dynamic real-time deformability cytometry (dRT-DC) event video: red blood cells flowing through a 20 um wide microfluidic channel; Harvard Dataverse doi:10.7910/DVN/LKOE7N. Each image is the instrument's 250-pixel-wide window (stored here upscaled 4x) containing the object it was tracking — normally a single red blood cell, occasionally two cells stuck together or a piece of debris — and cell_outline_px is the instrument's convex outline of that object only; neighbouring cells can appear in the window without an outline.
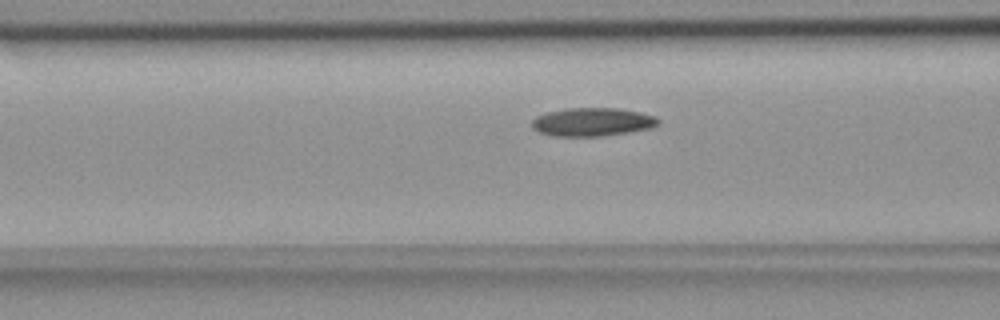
{"species": "common noctule bat (a hibernating species)", "species_latin": "Nyctalus noctula", "temperature_condition": "room temperature", "stored_images_in_passage": 29, "camera_frame_rate_fps": 3000, "um_per_image_px": 0.085, "animal": {"sex": "female", "body_mass_g": 18.4}, "frame": {"image": 1, "passage_image": 11, "time_ms": 3.333, "image_size_px": [1000, 320], "cell_outline_px": [[660, 124], [652, 128], [604, 136], [552, 136], [540, 132], [532, 128], [532, 120], [536, 116], [548, 112], [568, 108], [616, 108], [640, 112], [656, 116], [660, 120]], "centroid_in_image_um": [50.38, 10.37], "position_along_channel_um": 116.2, "area_um2": 20.98}}
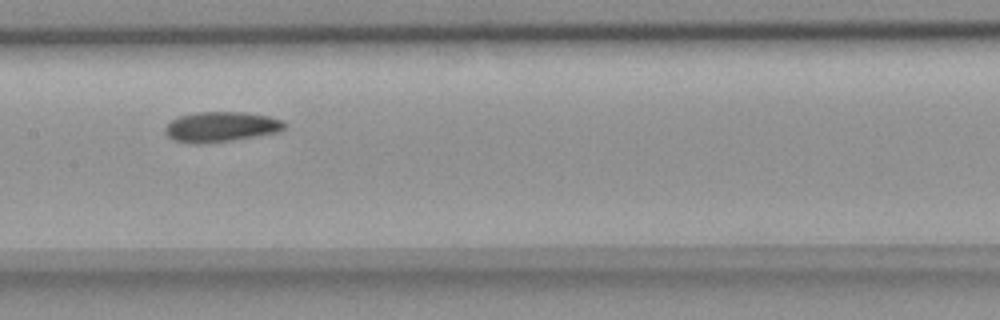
{"frame": {"image": 2, "passage_image": 17, "time_ms": 5.333, "image_size_px": [1000, 320], "cell_outline_px": [[284, 128], [276, 132], [256, 136], [232, 140], [200, 144], [196, 144], [172, 140], [164, 132], [164, 128], [172, 120], [180, 116], [196, 112], [244, 112], [268, 116], [284, 120]], "centroid_in_image_um": [18.75, 10.78], "position_along_channel_um": 188.6, "area_um2": 20.87}}
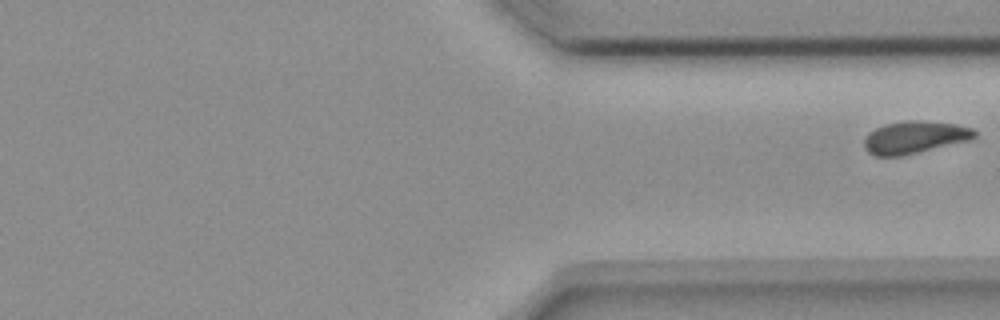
{"frame": {"image": 3, "passage_image": 29, "time_ms": 9.333, "image_size_px": [1000, 320], "cell_outline_px": [[976, 136], [972, 140], [900, 156], [876, 156], [868, 152], [864, 148], [864, 140], [868, 132], [884, 124], [904, 120], [924, 120], [956, 124], [972, 128], [976, 132]], "centroid_in_image_um": [77.75, 11.66], "position_along_channel_um": 333.7, "area_um2": 21.04}}